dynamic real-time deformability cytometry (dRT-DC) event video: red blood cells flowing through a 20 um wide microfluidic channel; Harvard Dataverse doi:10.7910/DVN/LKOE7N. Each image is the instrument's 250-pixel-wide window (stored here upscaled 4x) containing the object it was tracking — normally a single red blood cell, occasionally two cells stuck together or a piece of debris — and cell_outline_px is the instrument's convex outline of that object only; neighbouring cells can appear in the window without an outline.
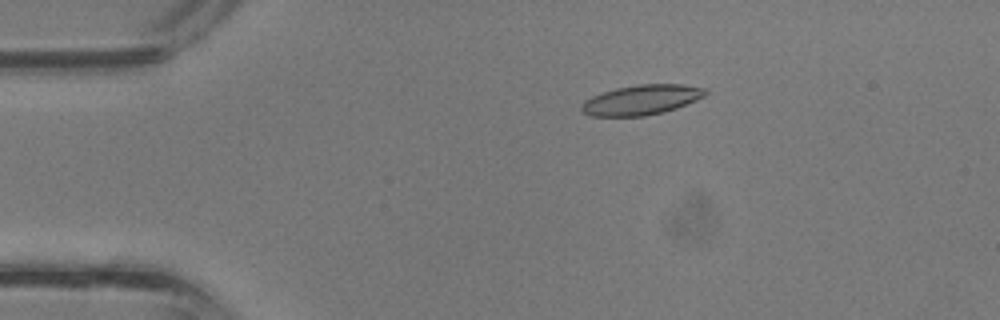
{"species": "common noctule bat (a hibernating species)", "species_latin": "Nyctalus noctula", "temperature_condition": "room temperature", "stored_images_in_passage": 38, "camera_frame_rate_fps": 3000, "um_per_image_px": 0.085, "animal": {"sex": "male", "body_mass_g": 13.3}, "frame": {"image": 1, "passage_image": 7, "time_ms": 2.0, "image_size_px": [1000, 320], "cell_outline_px": [[708, 92], [704, 96], [696, 100], [676, 108], [664, 112], [644, 116], [592, 116], [584, 112], [580, 108], [580, 104], [584, 100], [592, 96], [616, 88], [636, 84], [684, 84], [704, 88]], "centroid_in_image_um": [54.52, 8.48], "position_along_channel_um": 30.5, "area_um2": 21.62}}
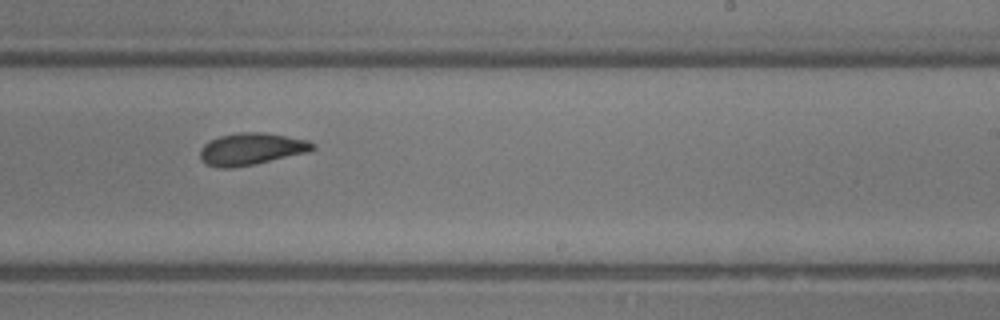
{"frame": {"image": 2, "passage_image": 23, "time_ms": 7.333, "image_size_px": [1000, 320], "cell_outline_px": [[316, 148], [308, 152], [252, 164], [232, 168], [216, 168], [204, 164], [200, 160], [200, 148], [208, 140], [220, 136], [240, 132], [264, 132], [308, 140], [316, 144]], "centroid_in_image_um": [21.32, 12.66], "position_along_channel_um": 267.7, "area_um2": 21.1}}
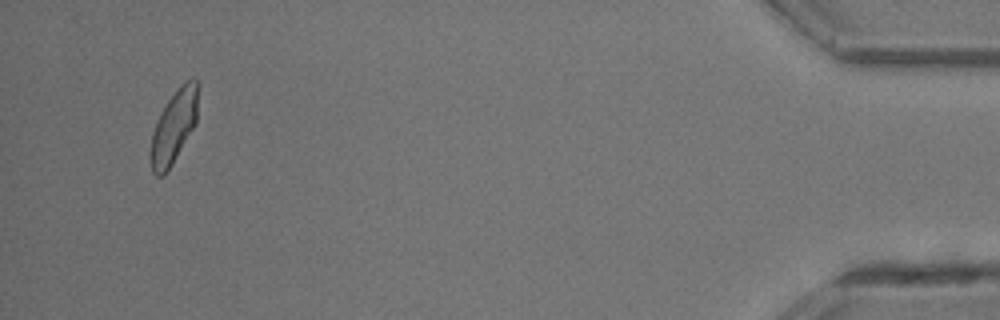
{"frame": {"image": 3, "passage_image": 36, "time_ms": 11.667, "image_size_px": [1000, 320], "cell_outline_px": [[200, 84], [196, 124], [172, 164], [164, 176], [156, 176], [152, 172], [148, 156], [152, 132], [160, 112], [168, 100], [180, 84], [192, 76], [196, 76]], "centroid_in_image_um": [14.79, 10.72], "position_along_channel_um": 420.4, "area_um2": 20.98}}